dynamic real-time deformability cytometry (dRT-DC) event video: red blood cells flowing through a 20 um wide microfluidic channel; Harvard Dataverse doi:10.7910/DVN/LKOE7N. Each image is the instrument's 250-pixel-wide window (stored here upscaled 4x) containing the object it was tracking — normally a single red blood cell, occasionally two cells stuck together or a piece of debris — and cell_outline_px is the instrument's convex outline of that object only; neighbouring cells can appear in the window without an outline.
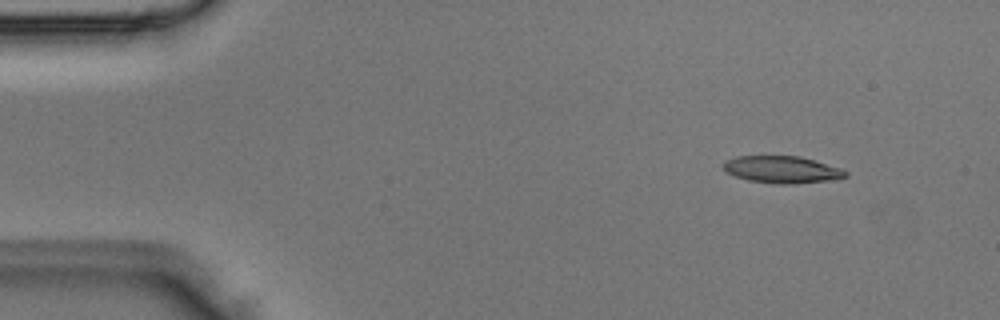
{"species": "Egyptian fruit bat (a non-hibernating species)", "species_latin": "Rousettus aegyptiacus", "temperature_condition": "room temperature", "stored_images_in_passage": 4, "camera_frame_rate_fps": 3000, "um_per_image_px": 0.085, "animal": {"sex": "male"}, "frame": {"image": 1, "passage_image": 1, "time_ms": 0.0, "image_size_px": [1000, 320], "cell_outline_px": [[848, 176], [828, 180], [792, 184], [776, 184], [748, 180], [736, 176], [728, 172], [724, 168], [724, 160], [736, 156], [800, 156], [840, 168], [848, 172]], "centroid_in_image_um": [66.46, 14.41], "position_along_channel_um": 18.5, "area_um2": 19.07}}